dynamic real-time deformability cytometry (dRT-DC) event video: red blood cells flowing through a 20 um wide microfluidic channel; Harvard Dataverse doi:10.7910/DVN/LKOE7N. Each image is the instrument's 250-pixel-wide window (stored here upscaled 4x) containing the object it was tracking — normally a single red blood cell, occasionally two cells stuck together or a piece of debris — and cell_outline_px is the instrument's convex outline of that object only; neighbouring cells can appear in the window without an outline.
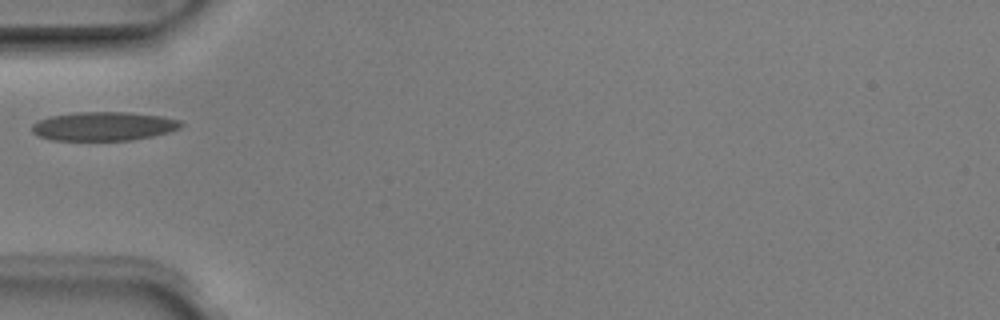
{"species": "Egyptian fruit bat (a non-hibernating species)", "species_latin": "Rousettus aegyptiacus", "temperature_condition": "room temperature", "stored_images_in_passage": 2, "camera_frame_rate_fps": 3000, "um_per_image_px": 0.085, "animal": {"sex": "male"}, "frame": {"image": 1, "passage_image": 1, "time_ms": 0.0, "image_size_px": [1000, 320], "cell_outline_px": [[184, 124], [180, 128], [168, 132], [152, 136], [128, 140], [52, 140], [40, 136], [32, 132], [32, 124], [40, 120], [52, 116], [76, 112], [128, 112], [160, 116], [180, 120]], "centroid_in_image_um": [8.82, 10.73], "position_along_channel_um": 76.2, "area_um2": 24.85}}
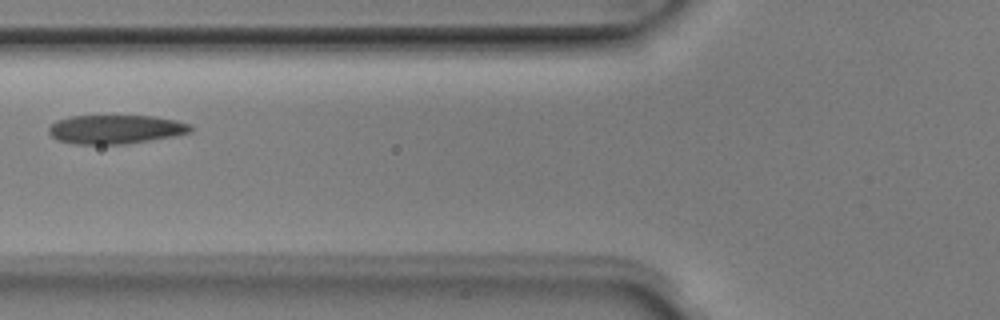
{"frame": {"image": 2, "passage_image": 2, "time_ms": 0.333, "image_size_px": [1000, 320], "cell_outline_px": [[192, 132], [172, 136], [124, 144], [76, 144], [56, 140], [48, 132], [48, 128], [56, 120], [68, 116], [152, 116], [176, 120], [192, 124]], "centroid_in_image_um": [9.8, 10.99], "position_along_channel_um": 116.0, "area_um2": 23.87}}